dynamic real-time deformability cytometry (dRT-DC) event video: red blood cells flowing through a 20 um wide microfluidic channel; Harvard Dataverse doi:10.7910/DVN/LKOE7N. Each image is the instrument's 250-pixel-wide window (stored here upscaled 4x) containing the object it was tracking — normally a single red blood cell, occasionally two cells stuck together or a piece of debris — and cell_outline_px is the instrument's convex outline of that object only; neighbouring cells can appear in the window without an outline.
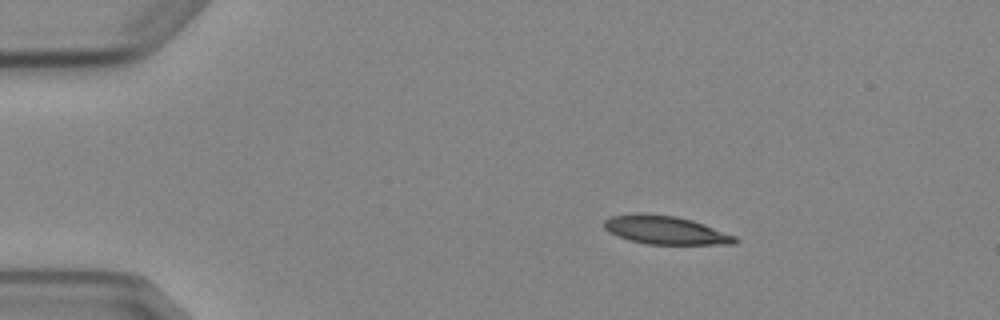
{"species": "Egyptian fruit bat (a non-hibernating species)", "species_latin": "Rousettus aegyptiacus", "temperature_condition": "cold", "stored_images_in_passage": 4, "camera_frame_rate_fps": 3000, "um_per_image_px": 0.085, "animal": {"sex": "female"}, "frame": {"image": 1, "passage_image": 2, "time_ms": 1.0, "image_size_px": [1000, 320], "cell_outline_px": [[740, 240], [736, 244], [648, 244], [628, 240], [616, 236], [608, 232], [604, 228], [604, 220], [612, 216], [632, 212], [644, 212], [676, 216], [692, 220], [704, 224], [736, 236]], "centroid_in_image_um": [56.53, 19.54], "position_along_channel_um": 28.5, "area_um2": 22.02}}